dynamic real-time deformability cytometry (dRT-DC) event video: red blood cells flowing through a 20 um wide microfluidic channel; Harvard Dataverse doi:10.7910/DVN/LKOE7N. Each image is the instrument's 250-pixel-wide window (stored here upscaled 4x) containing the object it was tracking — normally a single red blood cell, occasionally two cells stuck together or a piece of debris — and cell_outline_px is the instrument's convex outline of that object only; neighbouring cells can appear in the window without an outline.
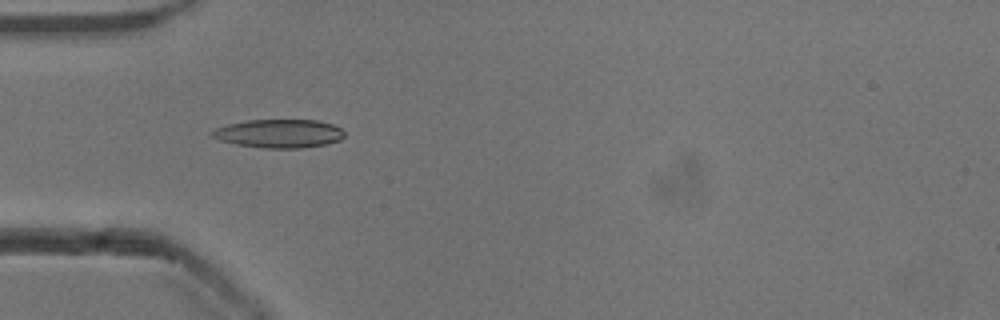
{"species": "common noctule bat (a hibernating species)", "species_latin": "Nyctalus noctula", "temperature_condition": "cold", "stored_images_in_passage": 23, "camera_frame_rate_fps": 3000, "um_per_image_px": 0.085, "animal": {"sex": "male", "body_mass_g": 13.3}, "frame": {"image": 1, "passage_image": 4, "time_ms": 1.0, "image_size_px": [1000, 320], "cell_outline_px": [[344, 136], [340, 140], [328, 144], [300, 148], [264, 148], [236, 144], [220, 140], [208, 136], [208, 132], [216, 128], [228, 124], [248, 120], [316, 120], [332, 124], [340, 128], [344, 132]], "centroid_in_image_um": [23.69, 11.35], "position_along_channel_um": 61.3, "area_um2": 22.08}}
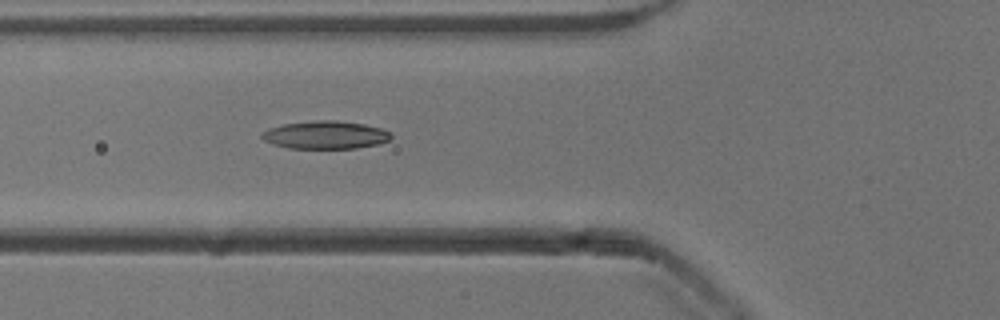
{"frame": {"image": 2, "passage_image": 7, "time_ms": 2.0, "image_size_px": [1000, 320], "cell_outline_px": [[392, 140], [380, 144], [356, 148], [288, 148], [272, 144], [264, 140], [260, 136], [260, 132], [268, 128], [284, 124], [316, 120], [336, 120], [364, 124], [380, 128], [392, 132]], "centroid_in_image_um": [27.68, 11.47], "position_along_channel_um": 98.1, "area_um2": 21.27}}